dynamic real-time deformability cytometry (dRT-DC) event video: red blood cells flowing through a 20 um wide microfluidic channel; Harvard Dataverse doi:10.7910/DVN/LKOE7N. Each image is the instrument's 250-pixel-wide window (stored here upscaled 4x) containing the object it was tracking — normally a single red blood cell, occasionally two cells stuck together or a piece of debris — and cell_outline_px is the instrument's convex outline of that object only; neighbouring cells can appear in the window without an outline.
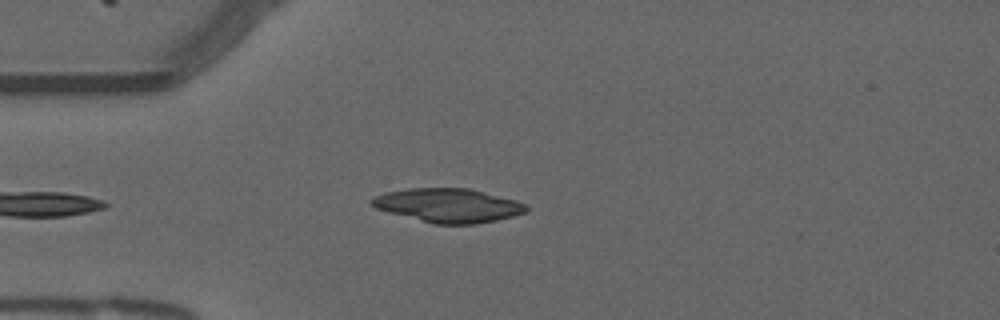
{"species": "common noctule bat (a hibernating species)", "species_latin": "Nyctalus noctula", "temperature_condition": "warm", "stored_images_in_passage": 41, "camera_frame_rate_fps": 3000, "um_per_image_px": 0.085, "animal": {"sex": "male", "forearm_length_mm": 52.5}, "frame": {"image": 1, "passage_image": 7, "time_ms": 2.0, "image_size_px": [1000, 320], "cell_outline_px": [[528, 212], [496, 220], [476, 224], [432, 224], [388, 212], [376, 208], [368, 200], [384, 192], [408, 188], [468, 188], [516, 200], [528, 204]], "centroid_in_image_um": [38.1, 17.46], "position_along_channel_um": 46.9, "area_um2": 30.63}}